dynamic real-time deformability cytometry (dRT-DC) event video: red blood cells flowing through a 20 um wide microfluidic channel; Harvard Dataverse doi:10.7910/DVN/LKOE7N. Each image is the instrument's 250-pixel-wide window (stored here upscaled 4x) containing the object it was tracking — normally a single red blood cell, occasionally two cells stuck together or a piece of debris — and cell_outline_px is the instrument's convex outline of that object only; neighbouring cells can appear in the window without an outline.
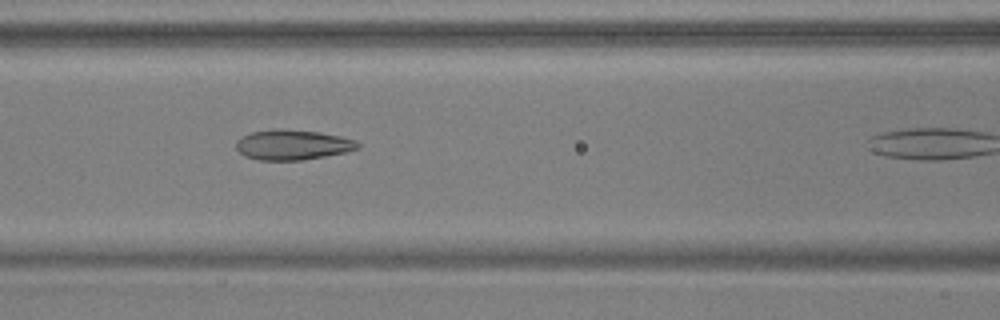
{"species": "common noctule bat (a hibernating species)", "species_latin": "Nyctalus noctula", "temperature_condition": "warm", "stored_images_in_passage": 18, "camera_frame_rate_fps": 3000, "um_per_image_px": 0.085, "animal": {"sex": "male", "body_mass_g": 17.9, "forearm_length_mm": 54.2}, "frame": {"image": 1, "passage_image": 11, "time_ms": 3.333, "image_size_px": [1000, 320], "cell_outline_px": [[360, 148], [344, 152], [324, 156], [300, 160], [260, 160], [244, 156], [236, 148], [236, 140], [240, 136], [252, 132], [272, 128], [284, 128], [320, 132], [340, 136], [356, 140], [360, 144]], "centroid_in_image_um": [24.84, 12.29], "position_along_channel_um": 141.8, "area_um2": 21.56}}
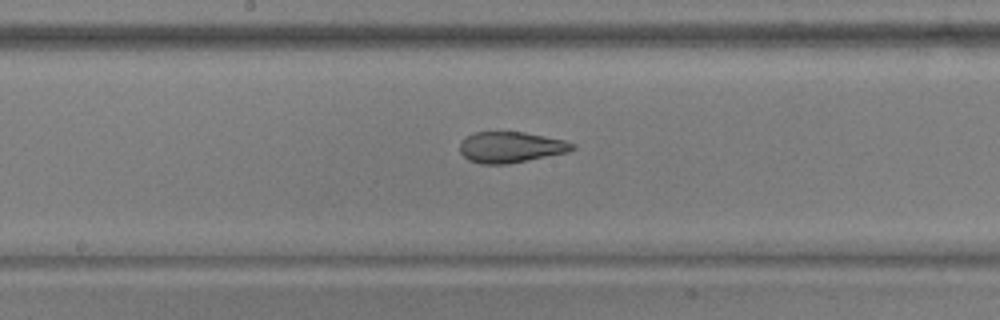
{"frame": {"image": 2, "passage_image": 16, "time_ms": 5.0, "image_size_px": [1000, 320], "cell_outline_px": [[576, 148], [568, 152], [508, 164], [480, 164], [468, 160], [460, 152], [460, 140], [476, 132], [524, 132], [564, 140], [576, 144]], "centroid_in_image_um": [43.41, 12.52], "position_along_channel_um": 204.8, "area_um2": 20.29}}